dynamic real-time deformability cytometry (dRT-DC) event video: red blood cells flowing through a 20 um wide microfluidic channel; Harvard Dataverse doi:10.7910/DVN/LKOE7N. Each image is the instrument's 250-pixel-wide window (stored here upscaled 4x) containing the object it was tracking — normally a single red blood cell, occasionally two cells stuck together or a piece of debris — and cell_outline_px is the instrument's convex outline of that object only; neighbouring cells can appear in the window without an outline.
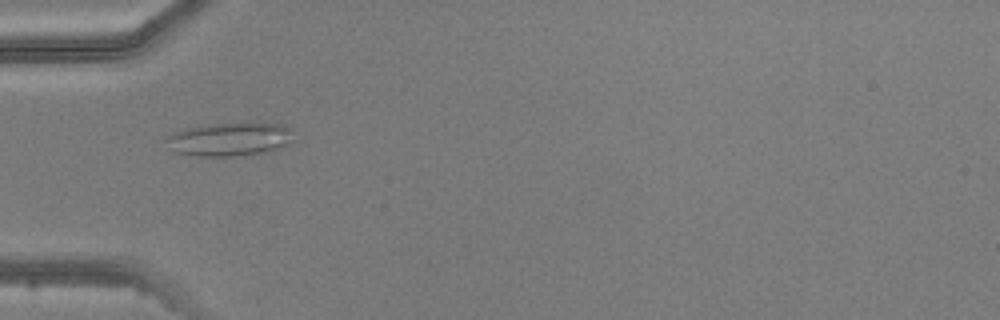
{"species": "common noctule bat (a hibernating species)", "species_latin": "Nyctalus noctula", "temperature_condition": "warm", "stored_images_in_passage": 2, "camera_frame_rate_fps": 3000, "um_per_image_px": 0.085, "animal": {"sex": "male", "body_mass_g": 20.5, "forearm_length_mm": 52.5}, "frame": {"image": 1, "passage_image": 1, "time_ms": 0.0, "image_size_px": [1000, 320], "cell_outline_px": [[292, 140], [288, 144], [264, 152], [232, 156], [196, 156], [172, 152], [164, 140], [168, 136], [176, 132], [208, 124], [284, 124], [288, 128]], "centroid_in_image_um": [19.45, 11.86], "position_along_channel_um": 65.5, "area_um2": 24.16}}
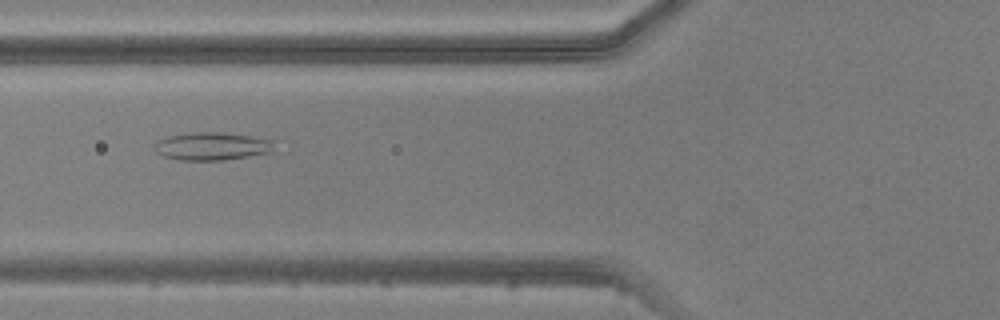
{"frame": {"image": 2, "passage_image": 2, "time_ms": 1.0, "image_size_px": [1000, 320], "cell_outline_px": [[276, 140], [272, 152], [248, 156], [220, 160], [180, 160], [164, 156], [156, 152], [156, 140], [168, 136], [192, 132], [220, 132]], "centroid_in_image_um": [18.03, 12.42], "position_along_channel_um": 107.8, "area_um2": 19.36}}